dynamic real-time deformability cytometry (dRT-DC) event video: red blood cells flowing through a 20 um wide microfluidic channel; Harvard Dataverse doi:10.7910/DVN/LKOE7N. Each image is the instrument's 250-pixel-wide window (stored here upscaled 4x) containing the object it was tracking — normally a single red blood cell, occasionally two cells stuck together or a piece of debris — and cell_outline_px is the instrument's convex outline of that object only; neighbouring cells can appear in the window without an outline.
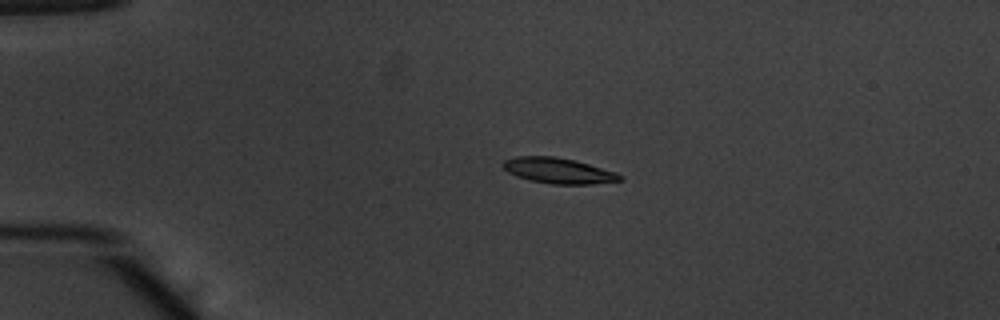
{"species": "common noctule bat (a hibernating species)", "species_latin": "Nyctalus noctula", "temperature_condition": "warm", "stored_images_in_passage": 42, "camera_frame_rate_fps": 3000, "um_per_image_px": 0.085, "animal": {"sex": "male", "body_mass_g": 20.1, "forearm_length_mm": 53.5}, "frame": {"image": 1, "passage_image": 1, "time_ms": 0.0, "image_size_px": [1000, 320], "cell_outline_px": [[624, 180], [592, 184], [552, 184], [532, 180], [516, 176], [508, 172], [500, 164], [504, 160], [516, 156], [556, 156], [576, 160], [616, 172], [624, 176]], "centroid_in_image_um": [47.48, 14.5], "position_along_channel_um": 37.5, "area_um2": 17.57}}
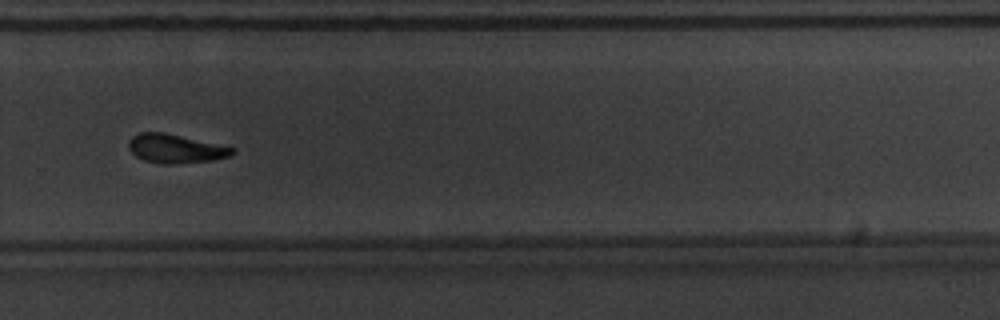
{"frame": {"image": 2, "passage_image": 26, "time_ms": 8.333, "image_size_px": [1000, 320], "cell_outline_px": [[236, 152], [232, 156], [212, 160], [176, 164], [164, 164], [144, 160], [136, 156], [128, 148], [128, 140], [132, 136], [140, 132], [164, 132], [236, 148]], "centroid_in_image_um": [14.93, 12.63], "position_along_channel_um": 314.9, "area_um2": 17.51}}
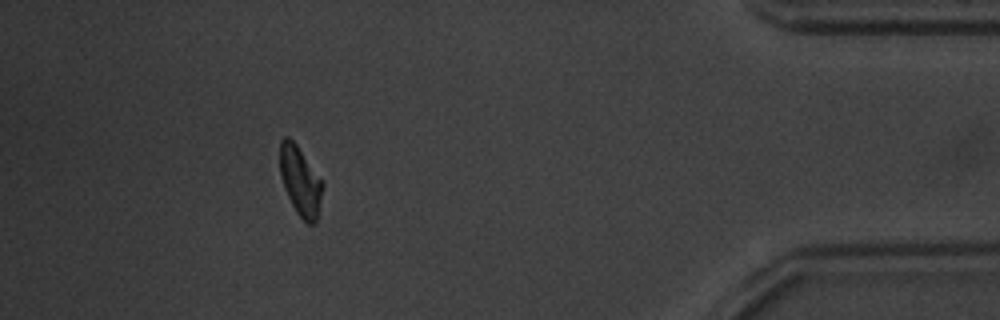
{"frame": {"image": 3, "passage_image": 37, "time_ms": 12.0, "image_size_px": [1000, 320], "cell_outline_px": [[324, 184], [316, 224], [308, 224], [296, 212], [284, 188], [280, 176], [280, 140], [284, 136], [288, 136], [296, 144], [324, 180]], "centroid_in_image_um": [25.54, 15.38], "position_along_channel_um": 409.7, "area_um2": 17.46}, "authors_computed_cell_mechanics": {"area_um2": 17.5712, "velocity_mm_per_s": 3.8607, "shape_relaxation_time_tau1_ms": 2.1599, "shape_relaxation_time_tau2_ms": 6.2262, "deformation_change_tau1": 0.1444, "deformation_change_tau2": 0.1247}}